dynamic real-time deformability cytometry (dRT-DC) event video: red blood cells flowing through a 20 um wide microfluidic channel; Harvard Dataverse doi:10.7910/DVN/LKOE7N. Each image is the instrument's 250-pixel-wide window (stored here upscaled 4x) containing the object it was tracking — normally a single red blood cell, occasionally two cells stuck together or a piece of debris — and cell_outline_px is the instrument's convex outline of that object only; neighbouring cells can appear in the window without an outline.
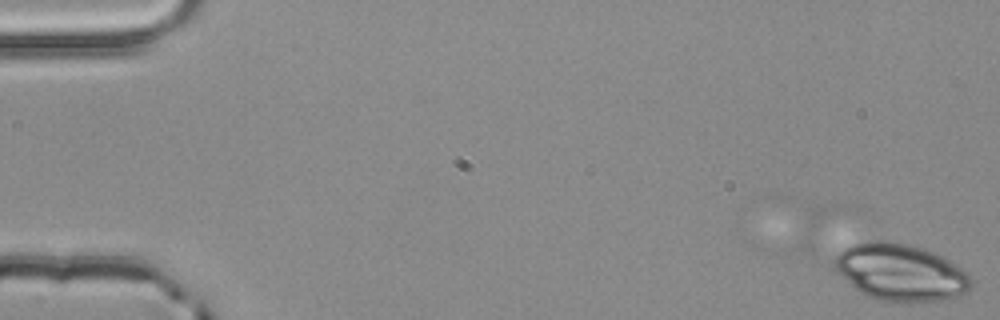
{"species": "common noctule bat (a hibernating species)", "species_latin": "Nyctalus noctula", "temperature_condition": "room temperature", "stored_images_in_passage": 8, "camera_frame_rate_fps": 3000, "um_per_image_px": 0.085, "animal": {"sex": "male", "body_mass_g": 20.4}, "frame": {"image": 1, "passage_image": 8, "time_ms": 2.333, "image_size_px": [1000, 320], "cell_outline_px": [[972, 288], [968, 292], [948, 300], [904, 304], [876, 300], [860, 292], [840, 276], [832, 268], [832, 260], [840, 252], [856, 244], [868, 240], [884, 240], [904, 244], [936, 252], [944, 256], [968, 272], [972, 280]], "centroid_in_image_um": [76.58, 23.19], "position_along_channel_um": 8.4, "area_um2": 46.3}}